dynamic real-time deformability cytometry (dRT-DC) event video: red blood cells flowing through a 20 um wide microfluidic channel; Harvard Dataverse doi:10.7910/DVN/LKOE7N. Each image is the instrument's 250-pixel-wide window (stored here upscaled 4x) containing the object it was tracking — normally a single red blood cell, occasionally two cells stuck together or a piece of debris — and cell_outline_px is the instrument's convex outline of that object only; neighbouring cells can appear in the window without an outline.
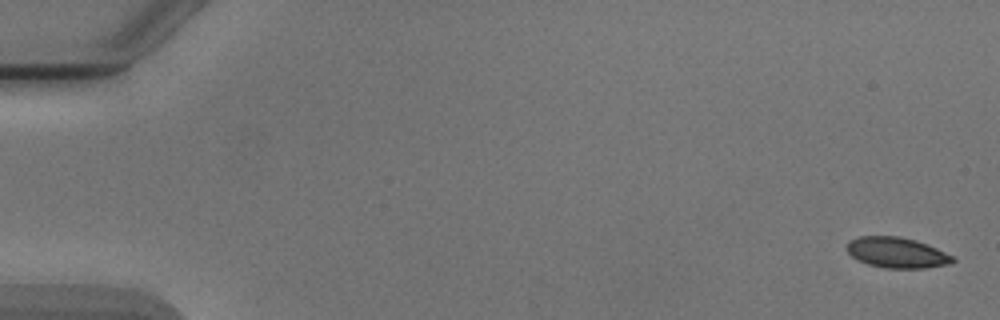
{"species": "Egyptian fruit bat (a non-hibernating species)", "species_latin": "Rousettus aegyptiacus", "temperature_condition": "cold", "stored_images_in_passage": 5, "camera_frame_rate_fps": 3000, "um_per_image_px": 0.085, "animal": {"sex": "male"}, "frame": {"image": 1, "passage_image": 1, "time_ms": 0.0, "image_size_px": [1000, 320], "cell_outline_px": [[956, 260], [952, 264], [924, 268], [884, 268], [868, 264], [856, 260], [844, 248], [848, 240], [860, 236], [900, 236], [916, 240], [936, 248], [952, 256]], "centroid_in_image_um": [76.19, 21.47], "position_along_channel_um": 8.8, "area_um2": 19.07}}
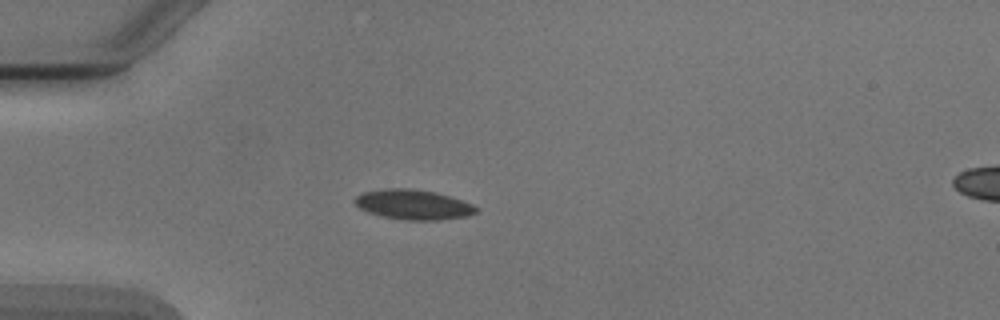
{"frame": {"image": 2, "passage_image": 4, "time_ms": 4.667, "image_size_px": [1000, 320], "cell_outline_px": [[476, 212], [468, 216], [440, 220], [404, 220], [380, 216], [368, 212], [360, 208], [352, 200], [356, 196], [364, 192], [384, 188], [408, 188], [436, 192], [472, 204], [476, 208]], "centroid_in_image_um": [35.08, 17.39], "position_along_channel_um": 49.9, "area_um2": 21.1}}